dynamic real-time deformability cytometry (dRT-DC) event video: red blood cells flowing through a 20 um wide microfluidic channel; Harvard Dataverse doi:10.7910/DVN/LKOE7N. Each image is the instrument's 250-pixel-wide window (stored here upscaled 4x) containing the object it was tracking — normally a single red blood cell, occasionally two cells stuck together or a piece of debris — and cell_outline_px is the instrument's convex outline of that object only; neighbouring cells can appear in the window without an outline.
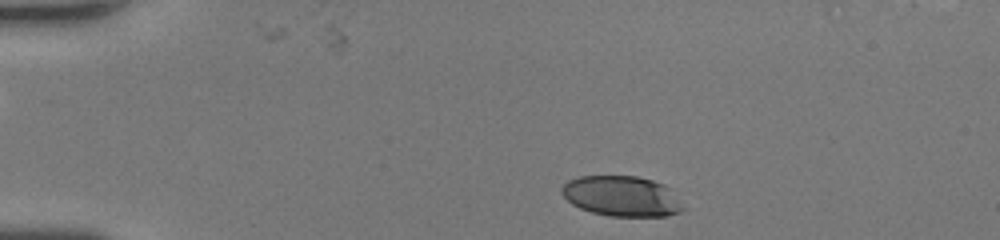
{"species": "human", "species_latin": "Homo sapiens", "temperature_condition": "room temperature", "stored_images_in_passage": 51, "camera_frame_rate_fps": 3000, "um_per_image_px": 0.085, "donor": {"sex": "female"}, "frame": {"image": 1, "passage_image": 8, "time_ms": 2.333, "image_size_px": [1000, 240], "cell_outline_px": [[684, 208], [680, 212], [664, 216], [608, 216], [592, 212], [580, 208], [572, 204], [560, 192], [560, 188], [568, 180], [580, 176], [636, 176], [652, 180], [664, 184], [672, 188]], "centroid_in_image_um": [52.85, 16.67], "position_along_channel_um": 32.2, "area_um2": 28.67}}
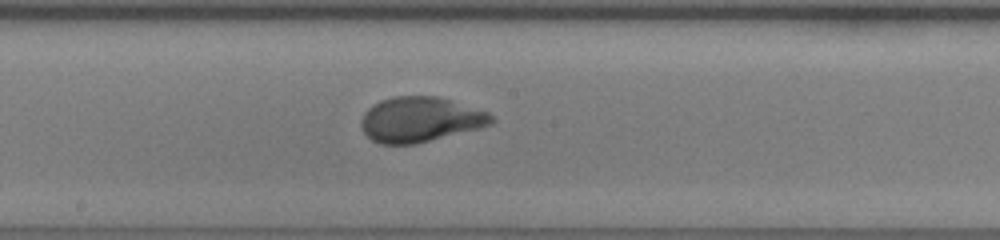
{"frame": {"image": 2, "passage_image": 26, "time_ms": 8.333, "image_size_px": [1000, 240], "cell_outline_px": [[496, 120], [492, 124], [480, 128], [416, 144], [380, 144], [372, 140], [360, 128], [360, 120], [364, 112], [372, 104], [380, 100], [392, 96], [440, 96], [488, 112]], "centroid_in_image_um": [35.7, 10.15], "position_along_channel_um": 212.5, "area_um2": 34.56}}
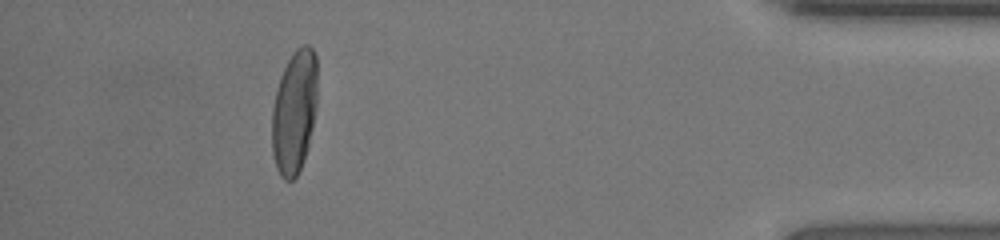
{"frame": {"image": 3, "passage_image": 45, "time_ms": 14.667, "image_size_px": [1000, 240], "cell_outline_px": [[316, 108], [312, 128], [304, 160], [296, 176], [292, 180], [284, 180], [280, 176], [276, 168], [272, 152], [272, 108], [276, 88], [280, 76], [288, 60], [296, 48], [304, 44], [308, 44], [312, 48], [316, 56]], "centroid_in_image_um": [25.0, 9.5], "position_along_channel_um": 410.2, "area_um2": 32.71}}